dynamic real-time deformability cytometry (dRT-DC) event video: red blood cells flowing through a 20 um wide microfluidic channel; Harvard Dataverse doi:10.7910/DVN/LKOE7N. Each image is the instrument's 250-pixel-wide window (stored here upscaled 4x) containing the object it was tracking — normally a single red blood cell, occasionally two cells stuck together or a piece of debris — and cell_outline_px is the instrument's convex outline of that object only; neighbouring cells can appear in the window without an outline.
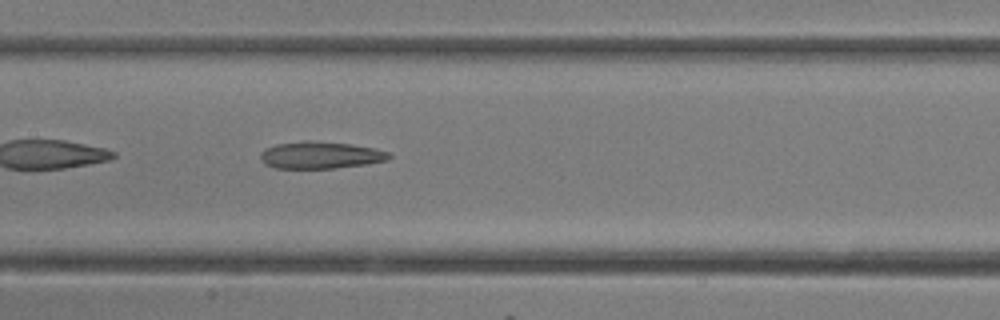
{"species": "common noctule bat (a hibernating species)", "species_latin": "Nyctalus noctula", "temperature_condition": "room temperature", "stored_images_in_passage": 13, "camera_frame_rate_fps": 3000, "um_per_image_px": 0.085, "animal": {"sex": "female"}, "frame": {"image": 1, "passage_image": 13, "time_ms": 4.0, "image_size_px": [1000, 320], "cell_outline_px": [[392, 156], [384, 160], [364, 164], [332, 168], [276, 168], [268, 164], [260, 156], [268, 148], [276, 144], [348, 144], [372, 148], [388, 152]], "centroid_in_image_um": [27.3, 13.24], "position_along_channel_um": 180.1, "area_um2": 18.5}}